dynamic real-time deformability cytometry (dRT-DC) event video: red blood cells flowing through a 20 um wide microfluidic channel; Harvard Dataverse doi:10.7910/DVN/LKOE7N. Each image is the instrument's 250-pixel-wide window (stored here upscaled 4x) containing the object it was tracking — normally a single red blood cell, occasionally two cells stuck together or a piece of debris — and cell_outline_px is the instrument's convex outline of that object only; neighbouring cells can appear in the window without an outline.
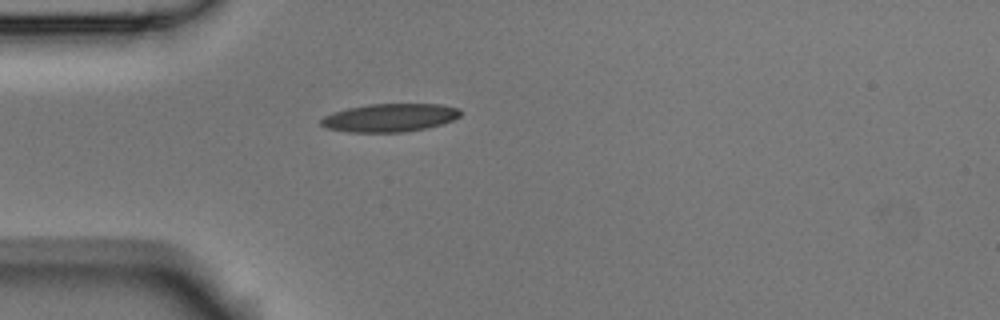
{"species": "Egyptian fruit bat (a non-hibernating species)", "species_latin": "Rousettus aegyptiacus", "temperature_condition": "room temperature", "stored_images_in_passage": 1, "camera_frame_rate_fps": 3000, "um_per_image_px": 0.085, "animal": {"sex": "male"}, "frame": {"image": 1, "passage_image": 1, "time_ms": 0.0, "image_size_px": [1000, 320], "cell_outline_px": [[460, 116], [452, 120], [440, 124], [424, 128], [404, 132], [348, 132], [328, 128], [320, 124], [320, 120], [324, 116], [348, 108], [368, 104], [440, 104], [460, 108]], "centroid_in_image_um": [33.14, 10.0], "position_along_channel_um": 51.9, "area_um2": 22.66}}